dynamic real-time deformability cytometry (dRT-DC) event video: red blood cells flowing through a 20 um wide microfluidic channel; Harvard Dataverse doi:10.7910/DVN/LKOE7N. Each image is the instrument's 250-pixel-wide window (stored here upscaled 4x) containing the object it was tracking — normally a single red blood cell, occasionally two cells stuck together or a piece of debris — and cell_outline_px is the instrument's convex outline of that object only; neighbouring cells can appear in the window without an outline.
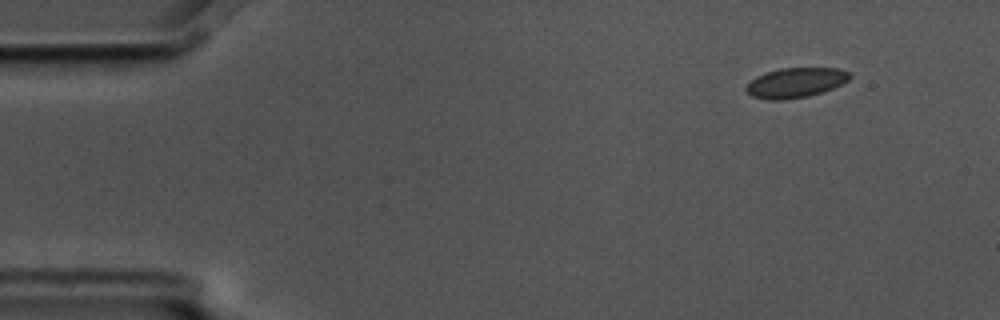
{"species": "common noctule bat (a hibernating species)", "species_latin": "Nyctalus noctula", "temperature_condition": "cold", "stored_images_in_passage": 6, "camera_frame_rate_fps": 3000, "um_per_image_px": 0.085, "animal": {"sex": "male", "body_mass_g": 17.5, "forearm_length_mm": 52.3}, "frame": {"image": 1, "passage_image": 2, "time_ms": 0.333, "image_size_px": [1000, 320], "cell_outline_px": [[852, 76], [848, 80], [832, 88], [808, 96], [784, 100], [768, 100], [752, 96], [744, 88], [756, 76], [780, 68], [840, 68], [852, 72]], "centroid_in_image_um": [67.65, 7.02], "position_along_channel_um": 17.4, "area_um2": 17.98}}
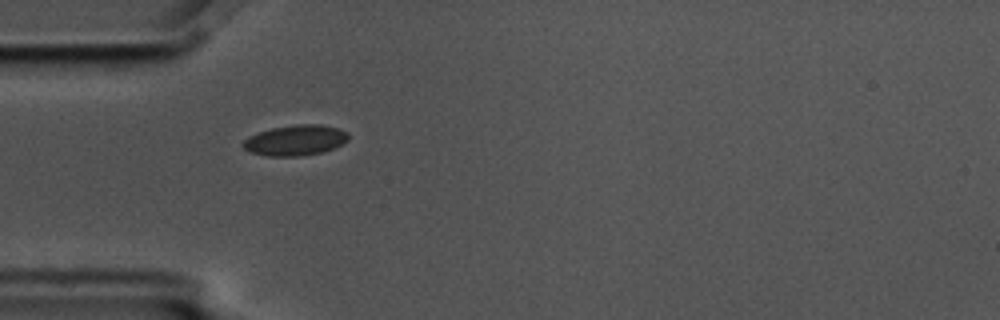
{"frame": {"image": 2, "passage_image": 5, "time_ms": 1.333, "image_size_px": [1000, 320], "cell_outline_px": [[348, 140], [324, 152], [300, 156], [268, 156], [248, 152], [240, 144], [248, 136], [272, 128], [296, 124], [320, 124], [340, 128], [348, 132]], "centroid_in_image_um": [25.09, 11.92], "position_along_channel_um": 59.9, "area_um2": 18.84}}